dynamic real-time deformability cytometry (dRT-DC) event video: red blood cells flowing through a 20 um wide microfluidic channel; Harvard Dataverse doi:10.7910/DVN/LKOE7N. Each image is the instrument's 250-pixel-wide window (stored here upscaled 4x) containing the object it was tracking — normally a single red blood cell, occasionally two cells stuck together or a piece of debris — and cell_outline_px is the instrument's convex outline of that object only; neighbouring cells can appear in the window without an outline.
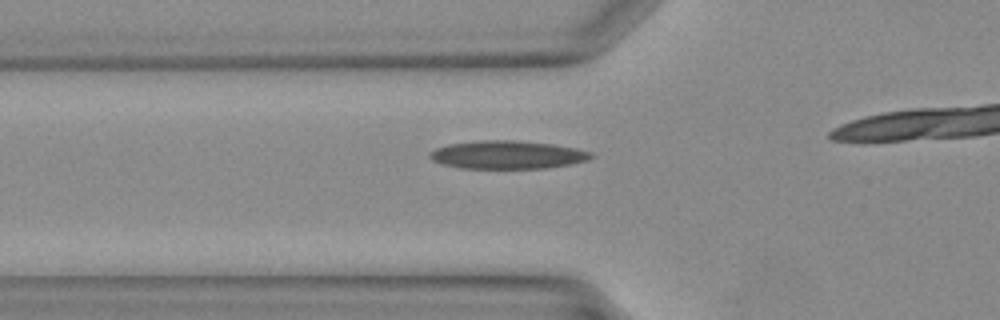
{"species": "Egyptian fruit bat (a non-hibernating species)", "species_latin": "Rousettus aegyptiacus", "temperature_condition": "warm", "stored_images_in_passage": 14, "camera_frame_rate_fps": 3000, "um_per_image_px": 0.085, "animal": {"sex": "female"}, "frame": {"image": 1, "passage_image": 8, "time_ms": 2.333, "image_size_px": [1000, 320], "cell_outline_px": [[596, 156], [588, 160], [572, 164], [544, 168], [460, 168], [444, 164], [432, 160], [428, 156], [428, 152], [436, 148], [448, 144], [480, 140], [516, 140], [552, 144], [576, 148], [592, 152]], "centroid_in_image_um": [43.15, 13.15], "position_along_channel_um": 82.7, "area_um2": 26.59}}